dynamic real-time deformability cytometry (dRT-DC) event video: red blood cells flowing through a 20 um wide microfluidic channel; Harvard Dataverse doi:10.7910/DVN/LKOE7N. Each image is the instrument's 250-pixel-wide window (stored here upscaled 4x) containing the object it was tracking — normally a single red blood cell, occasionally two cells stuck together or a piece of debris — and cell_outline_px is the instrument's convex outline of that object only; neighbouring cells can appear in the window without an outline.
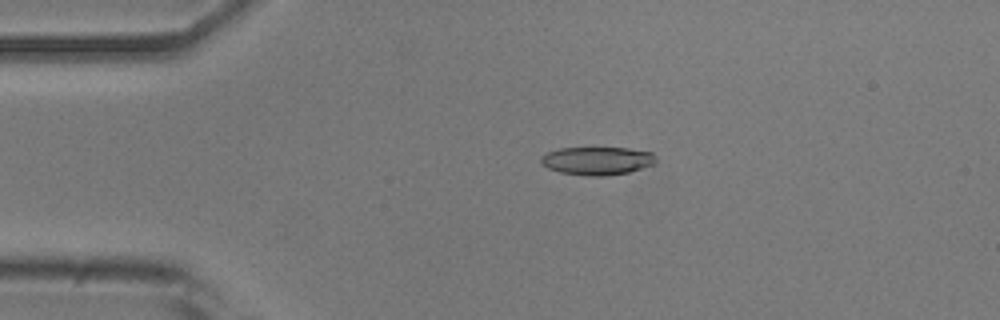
{"species": "common noctule bat (a hibernating species)", "species_latin": "Nyctalus noctula", "temperature_condition": "room temperature", "stored_images_in_passage": 52, "camera_frame_rate_fps": 3000, "um_per_image_px": 0.085, "animal": {"sex": "male", "body_mass_g": 20.5, "forearm_length_mm": 52.5}, "frame": {"image": 1, "passage_image": 11, "time_ms": 3.333, "image_size_px": [1000, 320], "cell_outline_px": [[656, 164], [628, 172], [604, 176], [588, 176], [560, 172], [548, 168], [540, 164], [540, 156], [548, 152], [560, 148], [628, 148], [652, 152], [656, 156]], "centroid_in_image_um": [50.76, 13.66], "position_along_channel_um": 34.2, "area_um2": 18.96}}
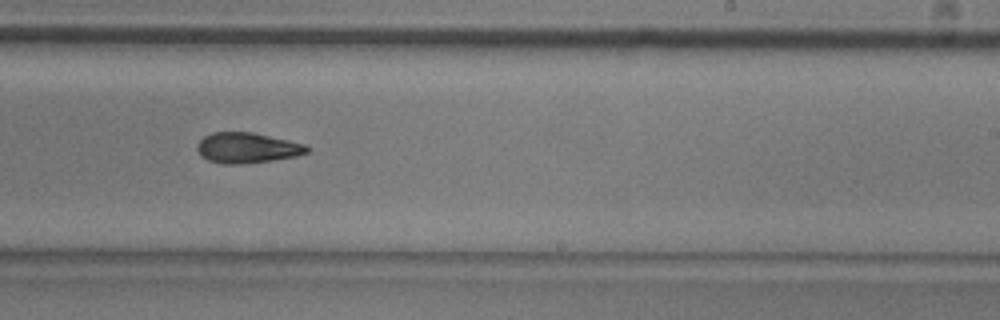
{"frame": {"image": 2, "passage_image": 32, "time_ms": 10.333, "image_size_px": [1000, 320], "cell_outline_px": [[308, 152], [296, 156], [268, 160], [236, 164], [224, 164], [208, 160], [200, 156], [196, 148], [196, 144], [204, 136], [212, 132], [252, 132], [288, 140], [304, 144], [308, 148]], "centroid_in_image_um": [20.94, 12.55], "position_along_channel_um": 268.1, "area_um2": 19.25}}
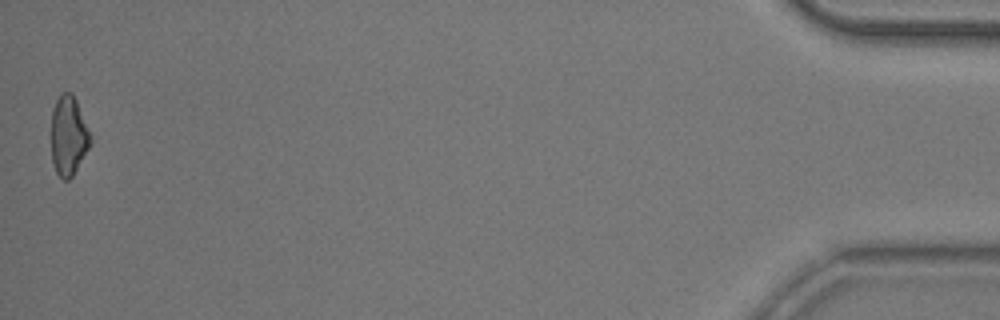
{"frame": {"image": 3, "passage_image": 52, "time_ms": 17.0, "image_size_px": [1000, 320], "cell_outline_px": [[92, 144], [72, 176], [68, 180], [64, 180], [56, 172], [52, 164], [52, 108], [60, 92], [72, 92], [76, 100], [92, 140]], "centroid_in_image_um": [5.82, 11.54], "position_along_channel_um": 429.4, "area_um2": 18.09}, "authors_computed_cell_mechanics": {"area_um2": 19.5364, "velocity_mm_per_s": 3.8652, "shape_relaxation_time_tau1_ms": 11.1656, "shape_relaxation_time_tau2_ms": 3.9297, "deformation_change_tau1": 0.2244, "deformation_change_tau2": 0.1206}}